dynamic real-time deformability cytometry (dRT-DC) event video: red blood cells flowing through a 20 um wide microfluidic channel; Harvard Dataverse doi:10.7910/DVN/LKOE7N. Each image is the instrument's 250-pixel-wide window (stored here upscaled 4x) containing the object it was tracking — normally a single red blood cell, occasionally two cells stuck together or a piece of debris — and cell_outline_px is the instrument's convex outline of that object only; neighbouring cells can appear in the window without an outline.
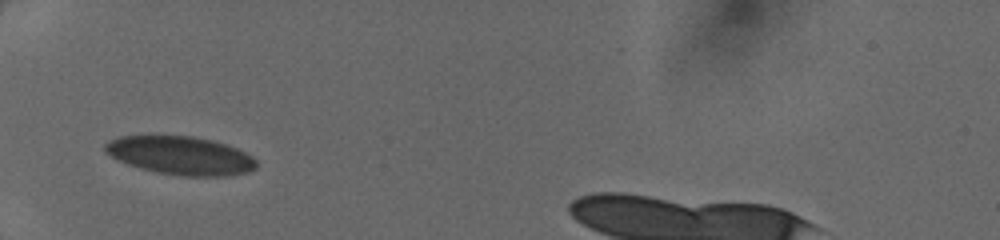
{"species": "human", "species_latin": "Homo sapiens", "temperature_condition": "cold", "stored_images_in_passage": 32, "segment_of_instrument_passage": [1, 2], "camera_frame_rate_fps": 3000, "um_per_image_px": 0.085, "donor": {"sex": "female"}, "frame": {"image": 1, "passage_image": 1, "time_ms": 0.0, "image_size_px": [1000, 240], "cell_outline_px": [[256, 168], [248, 172], [228, 176], [184, 176], [156, 172], [140, 168], [128, 164], [104, 152], [104, 144], [120, 136], [192, 136], [212, 140], [236, 148], [252, 156], [256, 160]], "centroid_in_image_um": [15.36, 13.22], "position_along_channel_um": 69.6, "area_um2": 33.58}}
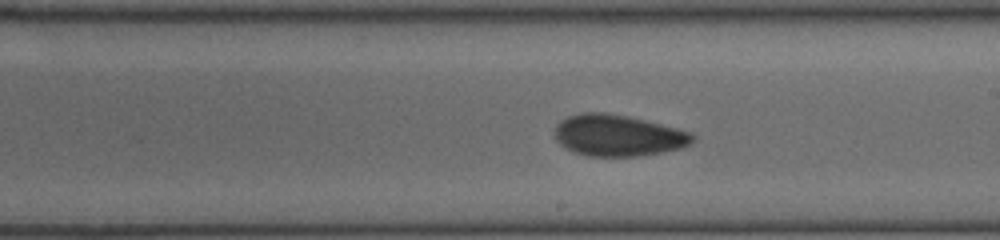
{"frame": {"image": 2, "passage_image": 13, "time_ms": 4.0, "image_size_px": [1000, 240], "cell_outline_px": [[696, 136], [684, 148], [664, 152], [636, 156], [588, 156], [576, 152], [560, 144], [556, 140], [556, 124], [560, 120], [568, 116], [580, 112], [604, 112], [628, 116], [692, 132]], "centroid_in_image_um": [52.54, 11.5], "position_along_channel_um": 236.5, "area_um2": 33.18}}
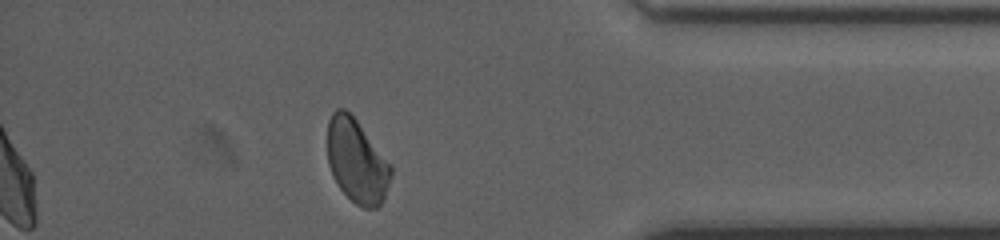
{"frame": {"image": 3, "passage_image": 26, "time_ms": 8.333, "image_size_px": [1000, 240], "cell_outline_px": [[392, 176], [384, 196], [380, 204], [376, 208], [364, 208], [356, 204], [340, 188], [328, 164], [328, 120], [332, 112], [336, 108], [344, 108], [356, 120], [392, 164]], "centroid_in_image_um": [30.34, 13.67], "position_along_channel_um": 404.9, "area_um2": 30.75}}